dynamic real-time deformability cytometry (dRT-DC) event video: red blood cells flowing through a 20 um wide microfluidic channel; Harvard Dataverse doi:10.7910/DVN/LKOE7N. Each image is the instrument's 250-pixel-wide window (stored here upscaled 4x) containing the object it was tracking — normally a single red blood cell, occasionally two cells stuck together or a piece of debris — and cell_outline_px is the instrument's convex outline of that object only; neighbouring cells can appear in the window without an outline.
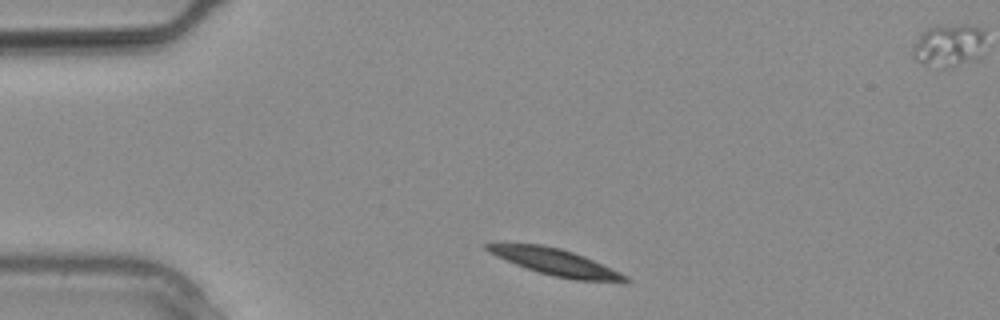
{"species": "common noctule bat (a hibernating species)", "species_latin": "Nyctalus noctula", "temperature_condition": "warm", "stored_images_in_passage": 5, "camera_frame_rate_fps": 3000, "um_per_image_px": 0.085, "animal": {"sex": "male", "body_mass_g": 20.4}, "frame": {"image": 1, "passage_image": 1, "time_ms": 0.0, "image_size_px": [1000, 320], "cell_outline_px": [[632, 280], [624, 284], [576, 280], [552, 276], [516, 264], [496, 256], [488, 252], [480, 244], [540, 244], [560, 248], [584, 256], [620, 272], [628, 276]], "centroid_in_image_um": [47.33, 22.32], "position_along_channel_um": 37.7, "area_um2": 21.56}}
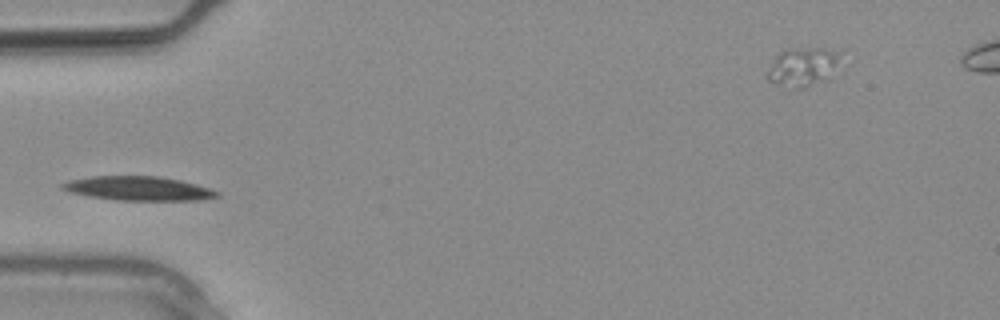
{"frame": {"image": 2, "passage_image": 4, "time_ms": 1.0, "image_size_px": [1000, 320], "cell_outline_px": [[220, 196], [200, 200], [116, 200], [88, 196], [68, 192], [60, 188], [60, 184], [68, 180], [92, 176], [160, 176], [180, 180], [196, 184], [220, 192]], "centroid_in_image_um": [11.73, 16.01], "position_along_channel_um": 73.3, "area_um2": 21.85}}